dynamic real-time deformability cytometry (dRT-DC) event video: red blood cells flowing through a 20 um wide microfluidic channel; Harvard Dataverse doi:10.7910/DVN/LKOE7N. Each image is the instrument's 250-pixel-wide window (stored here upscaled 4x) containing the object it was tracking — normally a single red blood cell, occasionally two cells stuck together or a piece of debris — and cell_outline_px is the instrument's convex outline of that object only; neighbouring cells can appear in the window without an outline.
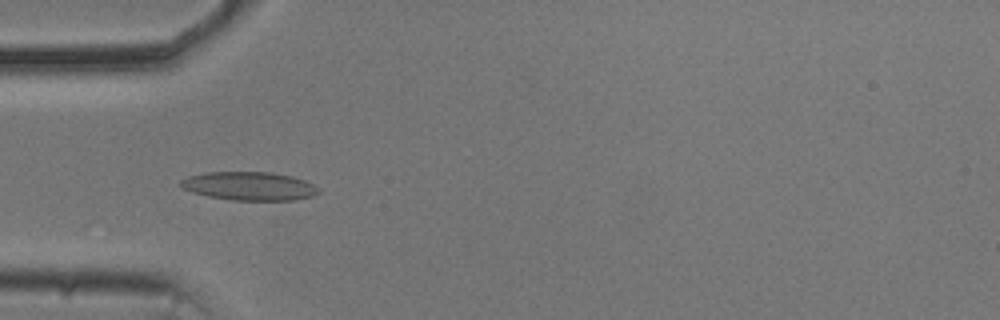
{"species": "common noctule bat (a hibernating species)", "species_latin": "Nyctalus noctula", "temperature_condition": "cold", "stored_images_in_passage": 54, "camera_frame_rate_fps": 3000, "um_per_image_px": 0.085, "animal": {"sex": "male", "body_mass_g": 20.5, "forearm_length_mm": 52.5}, "frame": {"image": 1, "passage_image": 17, "time_ms": 5.333, "image_size_px": [1000, 320], "cell_outline_px": [[320, 192], [312, 196], [296, 200], [232, 200], [208, 196], [192, 192], [184, 188], [180, 184], [180, 180], [188, 176], [204, 172], [272, 172], [292, 176], [304, 180], [320, 188]], "centroid_in_image_um": [21.21, 15.81], "position_along_channel_um": 63.8, "area_um2": 22.95}}
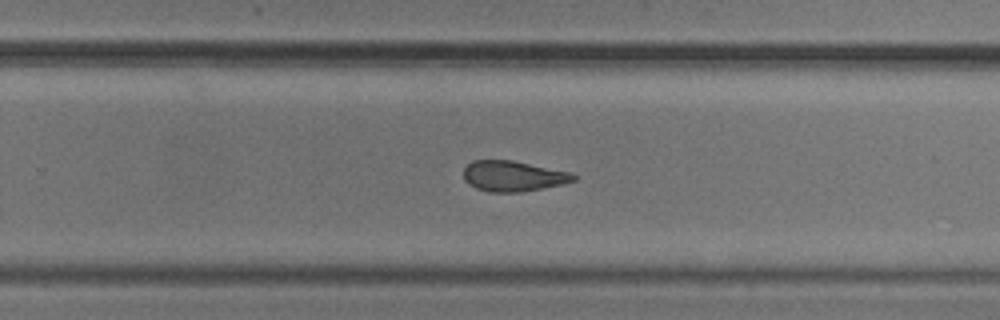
{"frame": {"image": 2, "passage_image": 35, "time_ms": 11.333, "image_size_px": [1000, 320], "cell_outline_px": [[576, 180], [564, 184], [544, 188], [520, 192], [488, 192], [476, 188], [468, 184], [464, 180], [464, 168], [472, 160], [512, 160], [568, 172], [576, 176]], "centroid_in_image_um": [43.58, 14.98], "position_along_channel_um": 286.2, "area_um2": 19.54}}
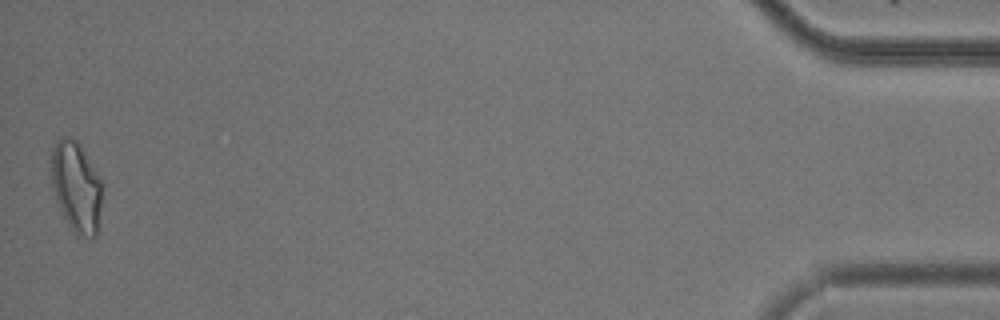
{"frame": {"image": 3, "passage_image": 54, "time_ms": 17.667, "image_size_px": [1000, 320], "cell_outline_px": [[100, 204], [96, 236], [92, 240], [76, 236], [64, 216], [60, 208], [52, 188], [48, 168], [52, 148], [56, 140], [64, 136], [68, 136], [76, 140], [80, 144], [100, 176]], "centroid_in_image_um": [6.43, 15.84], "position_along_channel_um": 428.8, "area_um2": 27.22}, "authors_computed_cell_mechanics": {"area_um2": 21.5305, "velocity_mm_per_s": 3.7155, "shape_relaxation_time_tau1_ms": null, "shape_relaxation_time_tau2_ms": 2.8853, "deformation_change_tau1": null, "deformation_change_tau2": 0.1129}}